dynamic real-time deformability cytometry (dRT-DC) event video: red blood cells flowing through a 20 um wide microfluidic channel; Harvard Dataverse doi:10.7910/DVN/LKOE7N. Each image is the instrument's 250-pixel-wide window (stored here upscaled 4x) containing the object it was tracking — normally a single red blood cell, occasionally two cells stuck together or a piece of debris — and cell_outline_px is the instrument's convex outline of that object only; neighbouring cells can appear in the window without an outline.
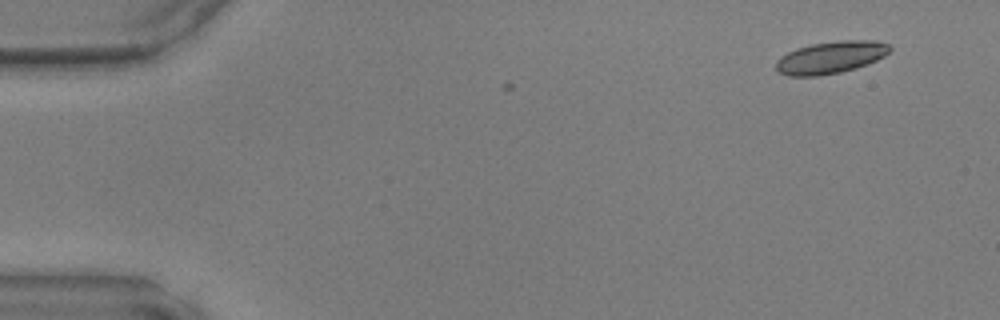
{"species": "common noctule bat (a hibernating species)", "species_latin": "Nyctalus noctula", "temperature_condition": "warm", "stored_images_in_passage": 2, "camera_frame_rate_fps": 3000, "um_per_image_px": 0.085, "animal": {"sex": "male", "body_mass_g": 17.9, "forearm_length_mm": 54.2}, "frame": {"image": 1, "passage_image": 2, "time_ms": 0.333, "image_size_px": [1000, 320], "cell_outline_px": [[892, 48], [884, 56], [876, 60], [856, 68], [840, 72], [816, 76], [788, 76], [776, 72], [776, 60], [780, 56], [796, 48], [812, 44], [840, 40], [876, 40], [888, 44]], "centroid_in_image_um": [70.58, 4.88], "position_along_channel_um": 14.4, "area_um2": 21.44}}